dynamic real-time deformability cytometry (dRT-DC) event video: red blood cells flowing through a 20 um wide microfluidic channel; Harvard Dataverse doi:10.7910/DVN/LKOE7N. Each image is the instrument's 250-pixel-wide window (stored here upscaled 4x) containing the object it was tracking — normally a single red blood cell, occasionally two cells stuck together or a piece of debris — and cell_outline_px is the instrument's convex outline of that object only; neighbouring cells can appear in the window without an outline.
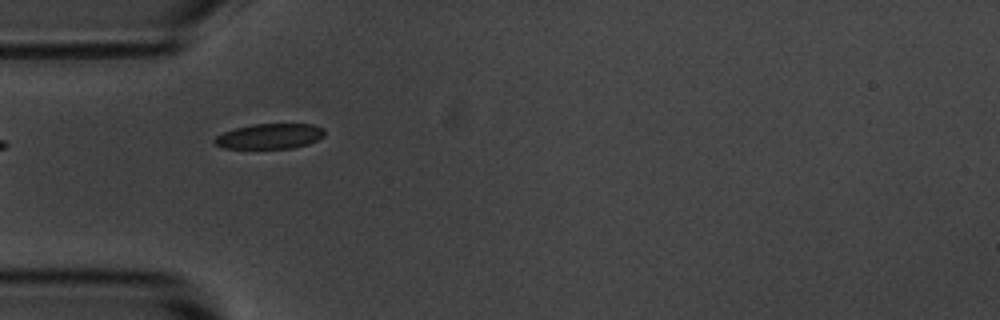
{"species": "common noctule bat (a hibernating species)", "species_latin": "Nyctalus noctula", "temperature_condition": "room temperature", "stored_images_in_passage": 16, "camera_frame_rate_fps": 3000, "um_per_image_px": 0.085, "animal": {"sex": "male", "body_mass_g": 20.1, "forearm_length_mm": 53.5}, "frame": {"image": 1, "passage_image": 1, "time_ms": 0.0, "image_size_px": [1000, 320], "cell_outline_px": [[324, 136], [308, 144], [292, 148], [224, 148], [212, 144], [212, 140], [216, 136], [224, 132], [236, 128], [252, 124], [312, 124], [324, 128]], "centroid_in_image_um": [22.9, 11.58], "position_along_channel_um": 62.1, "area_um2": 16.18}}
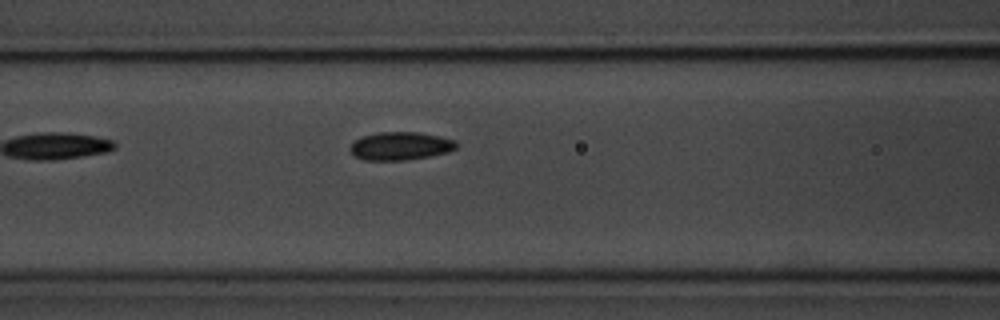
{"frame": {"image": 2, "passage_image": 7, "time_ms": 2.0, "image_size_px": [1000, 320], "cell_outline_px": [[456, 148], [448, 152], [428, 156], [404, 160], [364, 160], [356, 156], [348, 148], [360, 136], [376, 132], [420, 132], [440, 136], [456, 140]], "centroid_in_image_um": [34.03, 12.39], "position_along_channel_um": 132.6, "area_um2": 17.4}}
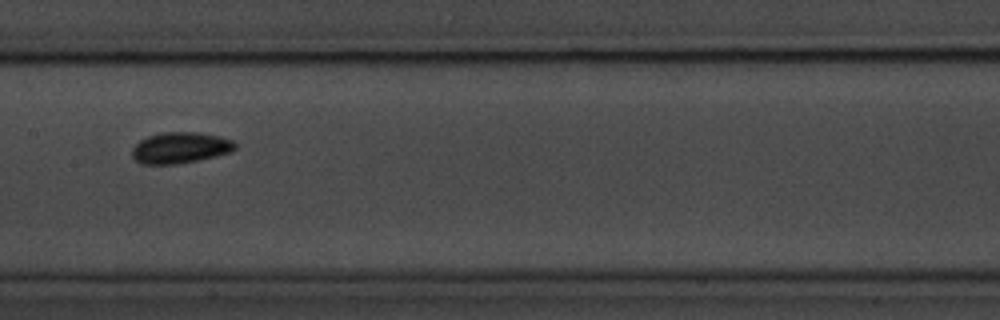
{"frame": {"image": 3, "passage_image": 12, "time_ms": 3.667, "image_size_px": [1000, 320], "cell_outline_px": [[236, 148], [228, 152], [216, 156], [176, 164], [140, 164], [132, 156], [132, 148], [140, 140], [148, 136], [160, 132], [200, 132], [220, 136], [232, 140], [236, 144]], "centroid_in_image_um": [15.3, 12.55], "position_along_channel_um": 192.1, "area_um2": 18.67}}